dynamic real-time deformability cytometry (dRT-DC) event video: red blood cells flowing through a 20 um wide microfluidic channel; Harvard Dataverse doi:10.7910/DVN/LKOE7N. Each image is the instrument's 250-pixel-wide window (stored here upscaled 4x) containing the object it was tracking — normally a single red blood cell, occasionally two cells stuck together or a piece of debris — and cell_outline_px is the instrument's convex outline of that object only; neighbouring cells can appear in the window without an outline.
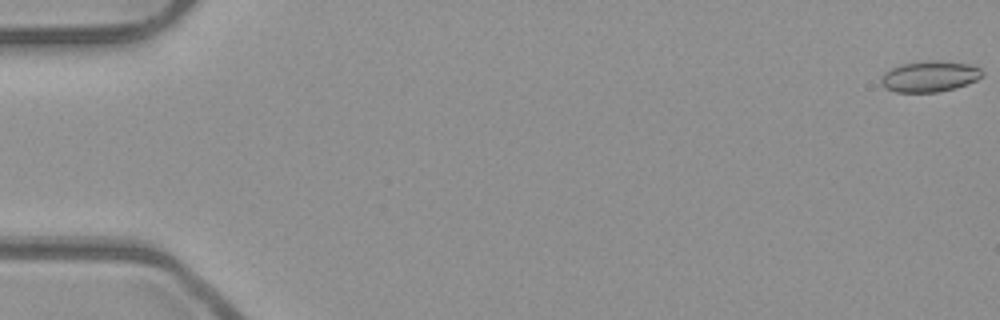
{"species": "common noctule bat (a hibernating species)", "species_latin": "Nyctalus noctula", "temperature_condition": "room temperature", "stored_images_in_passage": 14, "camera_frame_rate_fps": 3000, "um_per_image_px": 0.085, "animal": {"sex": "male", "body_mass_g": 23.1, "forearm_length_mm": 52.7}, "frame": {"image": 1, "passage_image": 1, "time_ms": 0.0, "image_size_px": [1000, 320], "cell_outline_px": [[984, 76], [968, 84], [956, 88], [936, 92], [896, 92], [884, 88], [880, 84], [880, 76], [884, 72], [900, 64], [924, 60], [936, 60], [968, 64], [980, 68], [984, 72]], "centroid_in_image_um": [79.0, 6.49], "position_along_channel_um": 6.0, "area_um2": 18.55}}